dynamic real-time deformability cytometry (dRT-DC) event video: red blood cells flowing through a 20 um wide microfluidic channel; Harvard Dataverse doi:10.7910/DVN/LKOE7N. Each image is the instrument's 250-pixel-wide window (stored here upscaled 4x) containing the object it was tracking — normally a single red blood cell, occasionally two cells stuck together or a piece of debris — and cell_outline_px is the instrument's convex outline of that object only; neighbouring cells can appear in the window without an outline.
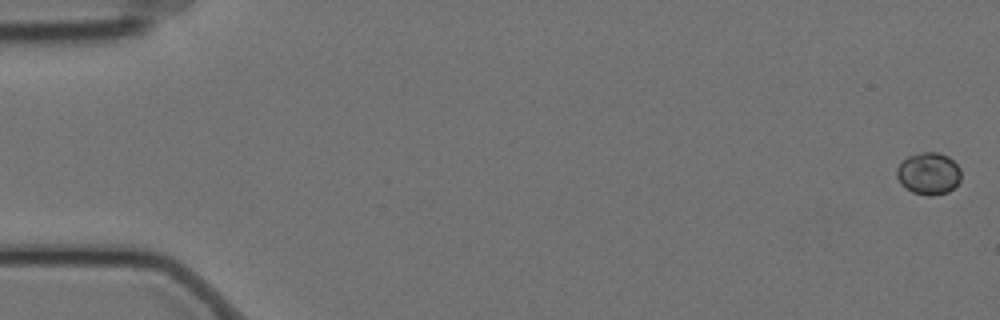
{"species": "Egyptian fruit bat (a non-hibernating species)", "species_latin": "Rousettus aegyptiacus", "temperature_condition": "cold", "stored_images_in_passage": 5, "camera_frame_rate_fps": 3000, "um_per_image_px": 0.085, "animal": {"sex": "female"}, "frame": {"image": 1, "passage_image": 1, "time_ms": 0.0, "image_size_px": [1000, 320], "cell_outline_px": [[960, 180], [948, 192], [932, 196], [928, 196], [912, 192], [900, 184], [896, 176], [896, 168], [908, 156], [920, 152], [936, 152], [948, 156], [960, 168]], "centroid_in_image_um": [78.91, 14.75], "position_along_channel_um": 6.1, "area_um2": 15.78}}
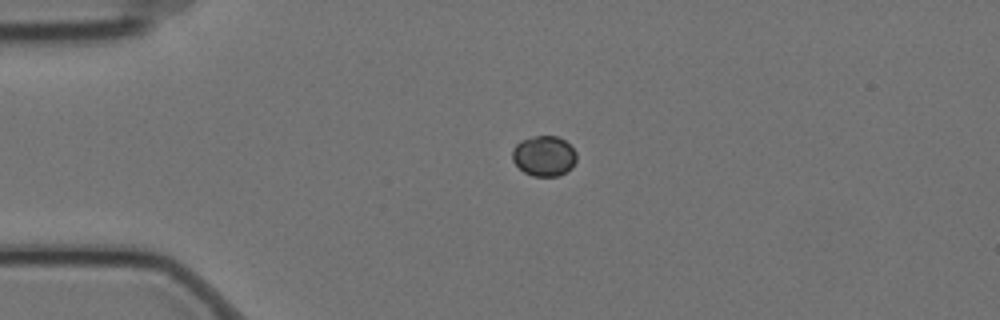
{"frame": {"image": 2, "passage_image": 4, "time_ms": 1.0, "image_size_px": [1000, 320], "cell_outline_px": [[576, 160], [572, 168], [556, 176], [532, 176], [524, 172], [512, 160], [512, 148], [520, 140], [532, 136], [556, 136], [564, 140], [576, 152]], "centroid_in_image_um": [46.22, 13.25], "position_along_channel_um": 38.8, "area_um2": 15.09}}